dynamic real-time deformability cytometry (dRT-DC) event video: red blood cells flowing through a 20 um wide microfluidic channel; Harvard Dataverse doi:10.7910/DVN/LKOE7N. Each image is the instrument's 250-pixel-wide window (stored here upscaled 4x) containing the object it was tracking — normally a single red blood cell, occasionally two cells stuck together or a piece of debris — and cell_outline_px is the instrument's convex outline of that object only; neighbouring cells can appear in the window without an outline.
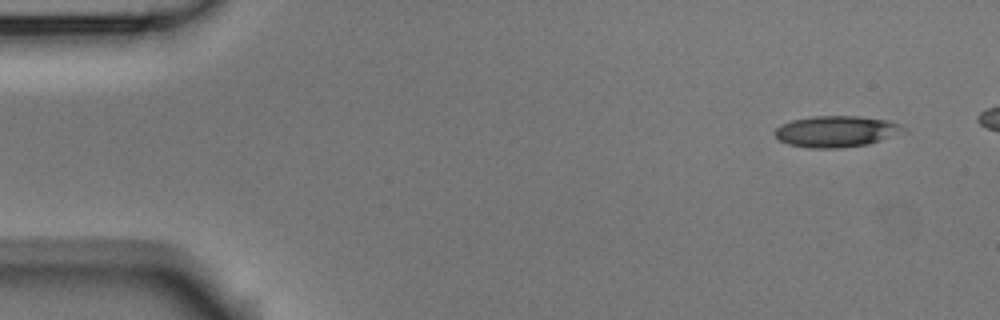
{"species": "Egyptian fruit bat (a non-hibernating species)", "species_latin": "Rousettus aegyptiacus", "temperature_condition": "room temperature", "stored_images_in_passage": 5, "camera_frame_rate_fps": 3000, "um_per_image_px": 0.085, "animal": {"sex": "male"}, "frame": {"image": 1, "passage_image": 1, "time_ms": 0.0, "image_size_px": [1000, 320], "cell_outline_px": [[908, 132], [868, 144], [840, 148], [812, 148], [788, 144], [780, 140], [772, 132], [780, 124], [792, 120], [812, 116], [856, 116], [888, 120], [900, 124]], "centroid_in_image_um": [71.1, 11.17], "position_along_channel_um": 13.9, "area_um2": 23.58}}